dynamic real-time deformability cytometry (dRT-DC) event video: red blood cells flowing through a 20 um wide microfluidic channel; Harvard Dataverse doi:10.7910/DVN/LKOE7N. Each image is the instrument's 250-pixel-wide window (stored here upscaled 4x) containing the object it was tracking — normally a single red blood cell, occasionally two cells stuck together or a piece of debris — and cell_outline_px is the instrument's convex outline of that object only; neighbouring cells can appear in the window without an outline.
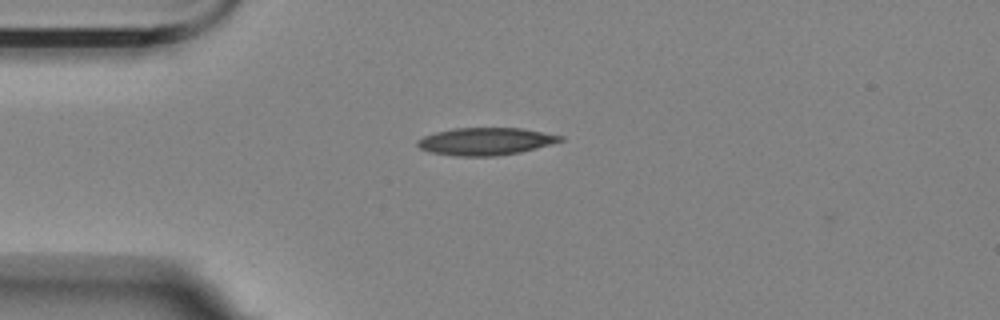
{"species": "Egyptian fruit bat (a non-hibernating species)", "species_latin": "Rousettus aegyptiacus", "temperature_condition": "room temperature", "stored_images_in_passage": 1, "camera_frame_rate_fps": 3000, "um_per_image_px": 0.085, "animal": {"sex": "female"}, "frame": {"image": 1, "passage_image": 1, "time_ms": 0.0, "image_size_px": [1000, 320], "cell_outline_px": [[564, 140], [536, 148], [520, 152], [496, 156], [456, 156], [428, 152], [420, 148], [416, 144], [416, 140], [424, 136], [436, 132], [452, 128], [524, 128], [564, 136]], "centroid_in_image_um": [41.26, 12.01], "position_along_channel_um": 43.7, "area_um2": 22.95}}